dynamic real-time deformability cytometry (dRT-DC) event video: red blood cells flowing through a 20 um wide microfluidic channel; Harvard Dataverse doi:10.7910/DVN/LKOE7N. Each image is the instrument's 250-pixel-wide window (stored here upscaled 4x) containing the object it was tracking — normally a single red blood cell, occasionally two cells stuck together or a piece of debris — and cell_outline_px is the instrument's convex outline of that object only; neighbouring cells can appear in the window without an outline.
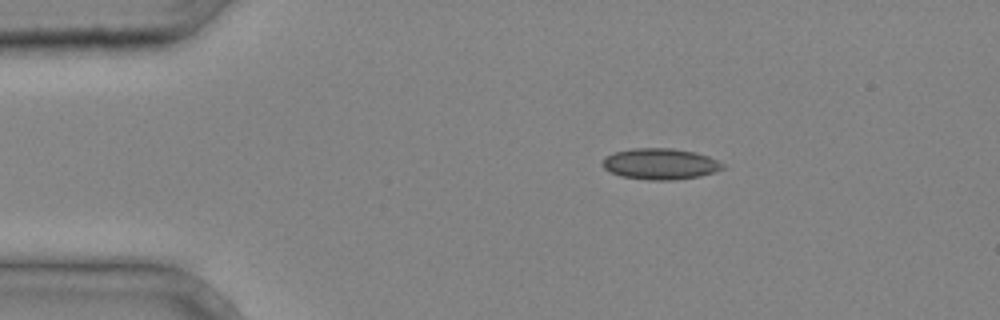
{"species": "common noctule bat (a hibernating species)", "species_latin": "Nyctalus noctula", "temperature_condition": "cold", "stored_images_in_passage": 2, "camera_frame_rate_fps": 3000, "um_per_image_px": 0.085, "animal": {"sex": "male", "body_mass_g": 20.4}, "frame": {"image": 1, "passage_image": 1, "time_ms": 0.0, "image_size_px": [1000, 320], "cell_outline_px": [[724, 168], [700, 176], [676, 180], [648, 180], [620, 176], [608, 172], [600, 164], [604, 156], [612, 152], [632, 148], [672, 148], [696, 152], [708, 156], [724, 164]], "centroid_in_image_um": [56.05, 13.93], "position_along_channel_um": 29.0, "area_um2": 22.08}}